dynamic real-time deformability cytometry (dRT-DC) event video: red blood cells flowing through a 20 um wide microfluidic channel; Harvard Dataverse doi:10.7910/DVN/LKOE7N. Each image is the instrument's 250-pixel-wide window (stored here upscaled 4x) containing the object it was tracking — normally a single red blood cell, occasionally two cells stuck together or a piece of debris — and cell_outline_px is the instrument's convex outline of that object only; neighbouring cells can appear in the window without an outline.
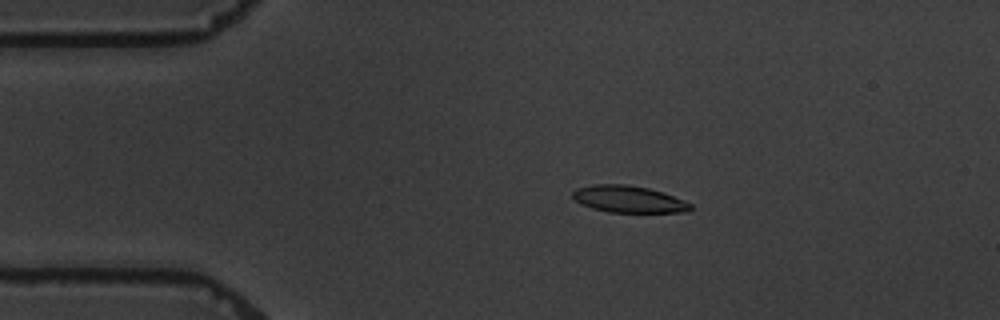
{"species": "common noctule bat (a hibernating species)", "species_latin": "Nyctalus noctula", "temperature_condition": "warm", "stored_images_in_passage": 3, "camera_frame_rate_fps": 3000, "um_per_image_px": 0.085, "animal": {"sex": "male", "body_mass_g": 19.5, "forearm_length_mm": 54.6}, "frame": {"image": 1, "passage_image": 2, "time_ms": 1.333, "image_size_px": [1000, 320], "cell_outline_px": [[692, 208], [688, 212], [608, 212], [592, 208], [580, 204], [572, 196], [572, 192], [576, 188], [592, 184], [624, 184], [648, 188], [664, 192], [684, 200], [692, 204]], "centroid_in_image_um": [53.43, 16.92], "position_along_channel_um": 31.6, "area_um2": 18.55}}